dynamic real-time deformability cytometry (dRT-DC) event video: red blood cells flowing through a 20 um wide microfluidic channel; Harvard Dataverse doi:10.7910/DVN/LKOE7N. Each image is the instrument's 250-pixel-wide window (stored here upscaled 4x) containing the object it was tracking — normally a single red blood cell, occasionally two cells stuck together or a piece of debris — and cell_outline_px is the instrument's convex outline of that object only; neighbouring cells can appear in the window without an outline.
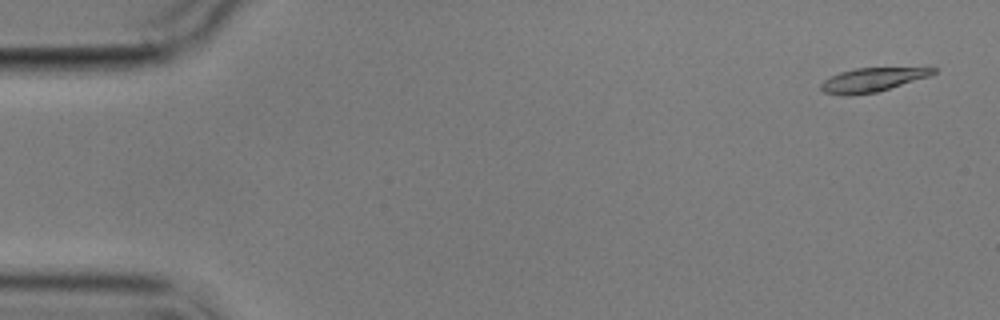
{"species": "common noctule bat (a hibernating species)", "species_latin": "Nyctalus noctula", "temperature_condition": "cold", "stored_images_in_passage": 6, "camera_frame_rate_fps": 3000, "um_per_image_px": 0.085, "animal": {"sex": "male", "body_mass_g": 17.9}, "frame": {"image": 1, "passage_image": 1, "time_ms": 0.0, "image_size_px": [1000, 320], "cell_outline_px": [[936, 72], [928, 76], [876, 92], [852, 96], [844, 96], [824, 92], [820, 88], [820, 84], [824, 80], [840, 72], [856, 68], [936, 68]], "centroid_in_image_um": [74.06, 6.8], "position_along_channel_um": 10.9, "area_um2": 15.32}}